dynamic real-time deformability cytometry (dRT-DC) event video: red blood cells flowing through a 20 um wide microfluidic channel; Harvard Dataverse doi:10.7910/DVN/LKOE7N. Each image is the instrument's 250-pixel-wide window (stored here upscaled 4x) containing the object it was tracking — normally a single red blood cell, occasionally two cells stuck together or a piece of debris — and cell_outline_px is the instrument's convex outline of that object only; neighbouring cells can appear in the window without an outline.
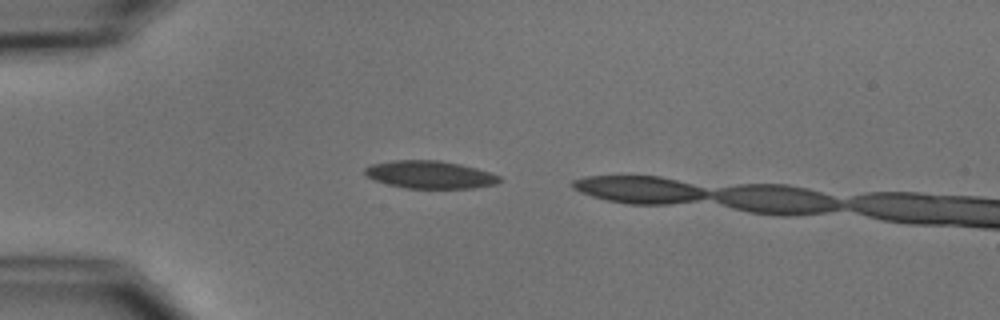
{"species": "common noctule bat (a hibernating species)", "species_latin": "Nyctalus noctula", "temperature_condition": "cold", "stored_images_in_passage": 2, "camera_frame_rate_fps": 3000, "um_per_image_px": 0.085, "animal": {"sex": "male", "body_mass_g": 15.6}, "frame": {"image": 1, "passage_image": 1, "time_ms": 0.0, "image_size_px": [1000, 320], "cell_outline_px": [[504, 180], [496, 184], [476, 188], [404, 188], [388, 184], [364, 176], [364, 168], [372, 164], [392, 160], [440, 160], [460, 164], [476, 168], [500, 176]], "centroid_in_image_um": [36.55, 14.84], "position_along_channel_um": 48.5, "area_um2": 21.85}}